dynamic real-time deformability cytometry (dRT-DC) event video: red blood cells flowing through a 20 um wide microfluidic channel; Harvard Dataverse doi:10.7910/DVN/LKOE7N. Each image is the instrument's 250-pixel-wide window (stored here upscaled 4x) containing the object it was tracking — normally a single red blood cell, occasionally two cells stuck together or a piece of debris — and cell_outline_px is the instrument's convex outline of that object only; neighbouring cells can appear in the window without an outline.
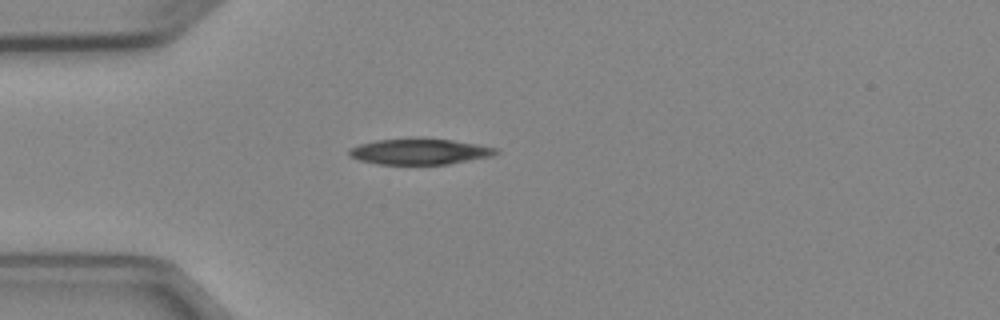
{"species": "Egyptian fruit bat (a non-hibernating species)", "species_latin": "Rousettus aegyptiacus", "temperature_condition": "cold", "stored_images_in_passage": 5, "camera_frame_rate_fps": 3000, "um_per_image_px": 0.085, "animal": {"sex": "female"}, "frame": {"image": 1, "passage_image": 4, "time_ms": 3.667, "image_size_px": [1000, 320], "cell_outline_px": [[500, 152], [492, 156], [448, 164], [376, 164], [360, 160], [348, 156], [348, 148], [360, 144], [376, 140], [452, 140], [500, 148]], "centroid_in_image_um": [35.68, 12.91], "position_along_channel_um": 49.3, "area_um2": 21.62}}